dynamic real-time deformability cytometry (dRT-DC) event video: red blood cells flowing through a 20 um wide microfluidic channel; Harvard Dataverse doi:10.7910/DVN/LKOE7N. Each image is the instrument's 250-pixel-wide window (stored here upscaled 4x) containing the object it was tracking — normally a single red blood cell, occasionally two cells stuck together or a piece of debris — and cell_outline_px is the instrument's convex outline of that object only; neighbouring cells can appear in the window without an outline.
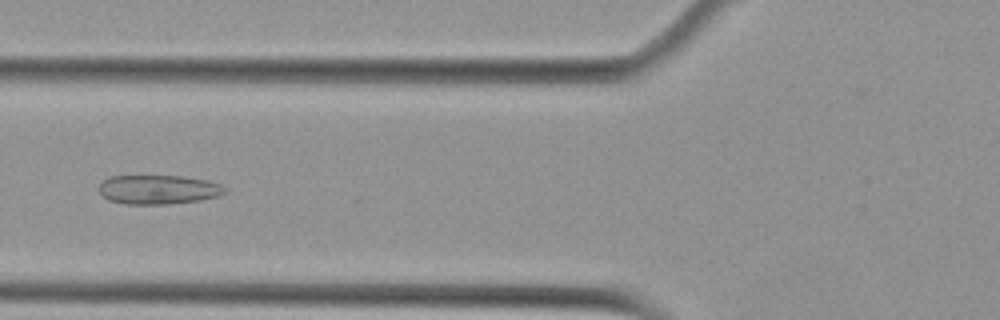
{"species": "Egyptian fruit bat (a non-hibernating species)", "species_latin": "Rousettus aegyptiacus", "temperature_condition": "cold", "stored_images_in_passage": 55, "camera_frame_rate_fps": 3000, "um_per_image_px": 0.085, "animal": {"sex": "female"}, "frame": {"image": 1, "passage_image": 21, "time_ms": 6.667, "image_size_px": [1000, 320], "cell_outline_px": [[228, 192], [216, 196], [200, 200], [168, 204], [124, 204], [108, 200], [100, 192], [100, 184], [108, 176], [184, 176], [208, 180], [220, 184]], "centroid_in_image_um": [13.46, 16.11], "position_along_channel_um": 112.3, "area_um2": 21.39}}
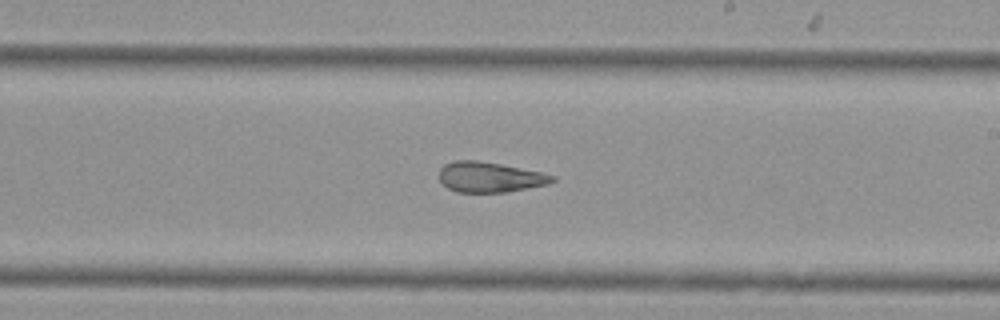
{"frame": {"image": 2, "passage_image": 32, "time_ms": 10.333, "image_size_px": [1000, 320], "cell_outline_px": [[556, 180], [548, 184], [504, 192], [456, 192], [448, 188], [440, 180], [440, 168], [444, 164], [452, 160], [476, 160], [500, 164], [540, 172], [556, 176]], "centroid_in_image_um": [41.61, 15.05], "position_along_channel_um": 247.4, "area_um2": 19.83}}
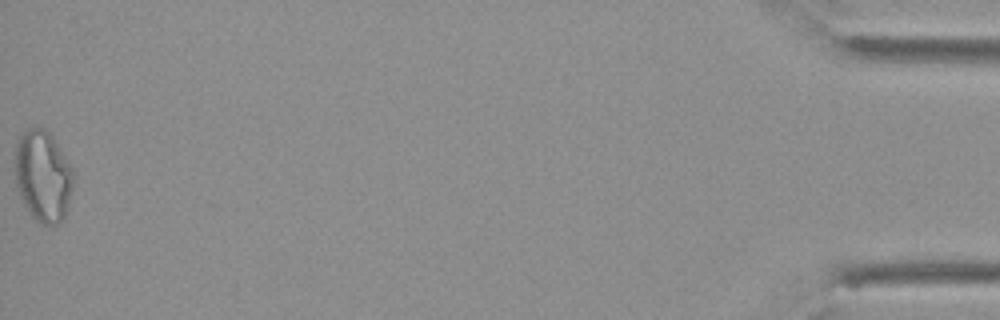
{"frame": {"image": 3, "passage_image": 55, "time_ms": 18.0, "image_size_px": [1000, 320], "cell_outline_px": [[72, 188], [68, 204], [64, 216], [56, 224], [40, 224], [32, 216], [24, 204], [20, 196], [16, 184], [16, 144], [20, 136], [28, 128], [44, 128], [52, 136], [72, 168]], "centroid_in_image_um": [3.64, 14.96], "position_along_channel_um": 431.6, "area_um2": 30.4}, "authors_computed_cell_mechanics": {"area_um2": 24.6806, "velocity_mm_per_s": 3.6922, "shape_relaxation_time_tau1_ms": null, "shape_relaxation_time_tau2_ms": 2.5961, "deformation_change_tau1": null, "deformation_change_tau2": 0.108}}